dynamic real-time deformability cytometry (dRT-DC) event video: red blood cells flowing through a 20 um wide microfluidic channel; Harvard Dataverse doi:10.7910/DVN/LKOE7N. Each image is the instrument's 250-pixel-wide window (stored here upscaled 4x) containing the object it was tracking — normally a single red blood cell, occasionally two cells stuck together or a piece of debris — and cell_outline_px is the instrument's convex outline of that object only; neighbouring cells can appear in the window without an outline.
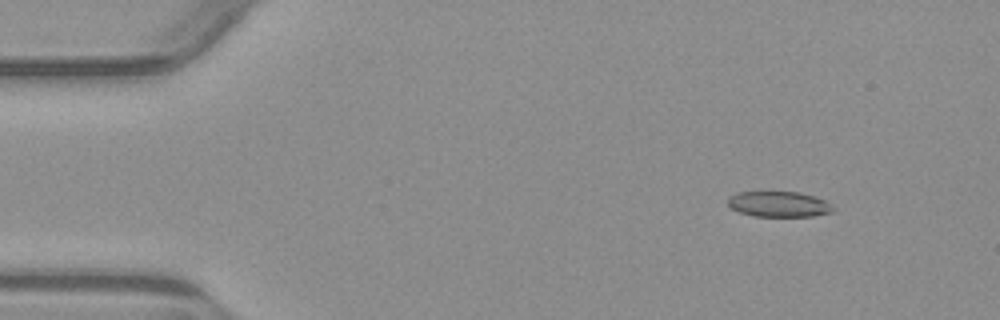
{"species": "common noctule bat (a hibernating species)", "species_latin": "Nyctalus noctula", "temperature_condition": "warm", "stored_images_in_passage": 3, "camera_frame_rate_fps": 3000, "um_per_image_px": 0.085, "animal": {"sex": "male", "body_mass_g": 23.1, "forearm_length_mm": 52.7}, "frame": {"image": 1, "passage_image": 1, "time_ms": 0.0, "image_size_px": [1000, 320], "cell_outline_px": [[832, 212], [812, 216], [752, 216], [740, 212], [732, 208], [728, 204], [728, 196], [736, 192], [800, 192], [816, 196], [824, 200], [832, 208]], "centroid_in_image_um": [66.16, 17.34], "position_along_channel_um": 18.8, "area_um2": 15.55}}
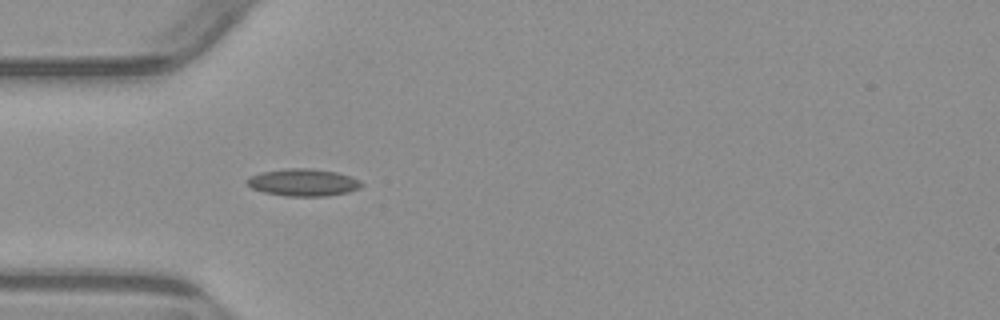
{"frame": {"image": 2, "passage_image": 3, "time_ms": 3.333, "image_size_px": [1000, 320], "cell_outline_px": [[364, 184], [360, 188], [348, 192], [328, 196], [288, 196], [264, 192], [252, 188], [244, 180], [248, 176], [260, 172], [284, 168], [312, 168], [336, 172], [352, 176], [360, 180]], "centroid_in_image_um": [25.77, 15.49], "position_along_channel_um": 59.2, "area_um2": 18.44}}